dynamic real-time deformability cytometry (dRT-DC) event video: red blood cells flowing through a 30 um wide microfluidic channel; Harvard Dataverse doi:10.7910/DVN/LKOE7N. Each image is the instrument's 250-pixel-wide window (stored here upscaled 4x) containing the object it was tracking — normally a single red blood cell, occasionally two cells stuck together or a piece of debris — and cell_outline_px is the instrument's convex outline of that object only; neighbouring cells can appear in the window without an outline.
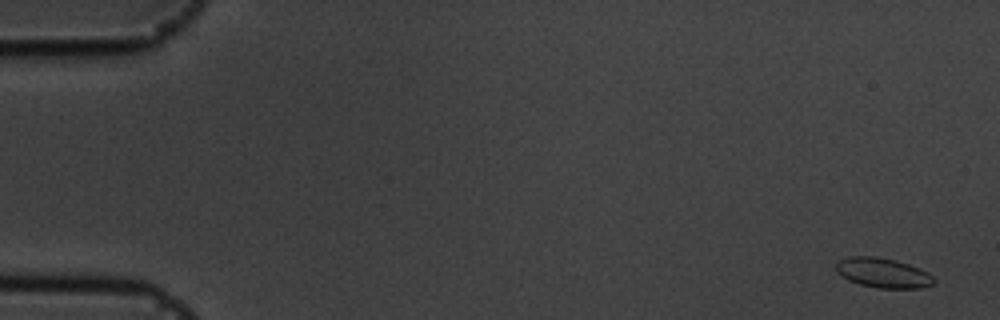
{"species": "common noctule bat (a hibernating species)", "species_latin": "Nyctalus noctula", "temperature_condition": "cold", "stored_images_in_passage": 19, "camera_frame_rate_fps": 3000, "um_per_image_px": 0.085, "animal": {"sex": "male", "body_mass_g": 19.5, "forearm_length_mm": 54.6}, "frame": {"image": 1, "passage_image": 3, "time_ms": 0.667, "image_size_px": [1000, 320], "cell_outline_px": [[936, 280], [932, 284], [920, 288], [880, 288], [860, 284], [848, 280], [836, 272], [836, 264], [840, 260], [848, 256], [876, 256], [896, 260], [920, 268], [928, 272]], "centroid_in_image_um": [75.05, 23.18], "position_along_channel_um": 9.9, "area_um2": 16.99}}
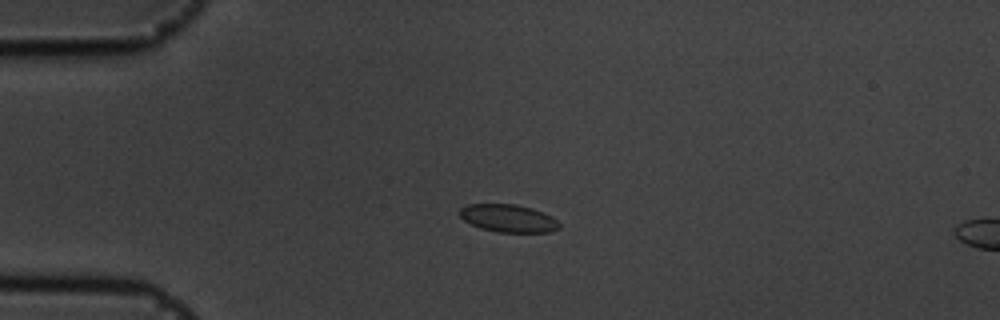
{"frame": {"image": 2, "passage_image": 15, "time_ms": 4.667, "image_size_px": [1000, 320], "cell_outline_px": [[560, 228], [552, 232], [496, 232], [480, 228], [464, 220], [460, 216], [460, 208], [468, 204], [516, 204], [532, 208], [544, 212], [552, 216], [560, 224]], "centroid_in_image_um": [43.23, 18.55], "position_along_channel_um": 41.8, "area_um2": 16.18}}